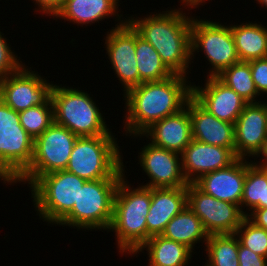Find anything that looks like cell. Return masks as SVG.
<instances>
[{"mask_svg":"<svg viewBox=\"0 0 267 266\" xmlns=\"http://www.w3.org/2000/svg\"><path fill=\"white\" fill-rule=\"evenodd\" d=\"M186 78L174 74L162 81L143 82L124 92L126 133L141 135L153 123L185 108L192 97V84Z\"/></svg>","mask_w":267,"mask_h":266,"instance_id":"6da1fadb","label":"cell"},{"mask_svg":"<svg viewBox=\"0 0 267 266\" xmlns=\"http://www.w3.org/2000/svg\"><path fill=\"white\" fill-rule=\"evenodd\" d=\"M185 15L181 8L170 9L139 19L131 16L127 21L156 49L162 62L173 74L186 77L192 60V18Z\"/></svg>","mask_w":267,"mask_h":266,"instance_id":"7a4b0ae2","label":"cell"},{"mask_svg":"<svg viewBox=\"0 0 267 266\" xmlns=\"http://www.w3.org/2000/svg\"><path fill=\"white\" fill-rule=\"evenodd\" d=\"M125 180L124 175L116 190L109 230L115 232L119 252L134 255L147 241L146 216L151 204V188L132 189Z\"/></svg>","mask_w":267,"mask_h":266,"instance_id":"3957f363","label":"cell"},{"mask_svg":"<svg viewBox=\"0 0 267 266\" xmlns=\"http://www.w3.org/2000/svg\"><path fill=\"white\" fill-rule=\"evenodd\" d=\"M113 135L78 137L66 171L93 181L124 176L123 159Z\"/></svg>","mask_w":267,"mask_h":266,"instance_id":"277c9868","label":"cell"},{"mask_svg":"<svg viewBox=\"0 0 267 266\" xmlns=\"http://www.w3.org/2000/svg\"><path fill=\"white\" fill-rule=\"evenodd\" d=\"M92 99L82 90L54 84L51 92L54 122L78 137L113 135Z\"/></svg>","mask_w":267,"mask_h":266,"instance_id":"5b68a950","label":"cell"},{"mask_svg":"<svg viewBox=\"0 0 267 266\" xmlns=\"http://www.w3.org/2000/svg\"><path fill=\"white\" fill-rule=\"evenodd\" d=\"M121 178L86 181L77 203L57 224L74 228L108 230L113 218L114 198Z\"/></svg>","mask_w":267,"mask_h":266,"instance_id":"8992f818","label":"cell"},{"mask_svg":"<svg viewBox=\"0 0 267 266\" xmlns=\"http://www.w3.org/2000/svg\"><path fill=\"white\" fill-rule=\"evenodd\" d=\"M85 179L66 170L42 175L31 187L35 210L48 224H58L77 203Z\"/></svg>","mask_w":267,"mask_h":266,"instance_id":"52a82bcc","label":"cell"},{"mask_svg":"<svg viewBox=\"0 0 267 266\" xmlns=\"http://www.w3.org/2000/svg\"><path fill=\"white\" fill-rule=\"evenodd\" d=\"M34 138L22 127L19 112L0 99V180L14 183L29 167Z\"/></svg>","mask_w":267,"mask_h":266,"instance_id":"ba28073f","label":"cell"},{"mask_svg":"<svg viewBox=\"0 0 267 266\" xmlns=\"http://www.w3.org/2000/svg\"><path fill=\"white\" fill-rule=\"evenodd\" d=\"M78 136L55 122L34 139V150L28 169L14 182L31 187L42 175L65 170Z\"/></svg>","mask_w":267,"mask_h":266,"instance_id":"9c48e42d","label":"cell"},{"mask_svg":"<svg viewBox=\"0 0 267 266\" xmlns=\"http://www.w3.org/2000/svg\"><path fill=\"white\" fill-rule=\"evenodd\" d=\"M192 18L191 58L202 50L212 68L207 77H216L224 69L239 62L230 25Z\"/></svg>","mask_w":267,"mask_h":266,"instance_id":"30bf717a","label":"cell"},{"mask_svg":"<svg viewBox=\"0 0 267 266\" xmlns=\"http://www.w3.org/2000/svg\"><path fill=\"white\" fill-rule=\"evenodd\" d=\"M187 206L209 234H234L246 215L237 204L205 194L194 183L187 185Z\"/></svg>","mask_w":267,"mask_h":266,"instance_id":"8fae6325","label":"cell"},{"mask_svg":"<svg viewBox=\"0 0 267 266\" xmlns=\"http://www.w3.org/2000/svg\"><path fill=\"white\" fill-rule=\"evenodd\" d=\"M30 69L24 64L15 73L0 79V99L17 112L44 105L51 99L53 84Z\"/></svg>","mask_w":267,"mask_h":266,"instance_id":"7c38bea8","label":"cell"},{"mask_svg":"<svg viewBox=\"0 0 267 266\" xmlns=\"http://www.w3.org/2000/svg\"><path fill=\"white\" fill-rule=\"evenodd\" d=\"M112 28L104 38L106 53L126 92L143 83L136 64L135 29L126 18Z\"/></svg>","mask_w":267,"mask_h":266,"instance_id":"4fadbf2b","label":"cell"},{"mask_svg":"<svg viewBox=\"0 0 267 266\" xmlns=\"http://www.w3.org/2000/svg\"><path fill=\"white\" fill-rule=\"evenodd\" d=\"M139 163L149 177L148 188L187 187L189 184L183 174L180 154L157 147L145 145L139 153Z\"/></svg>","mask_w":267,"mask_h":266,"instance_id":"5bb4252c","label":"cell"},{"mask_svg":"<svg viewBox=\"0 0 267 266\" xmlns=\"http://www.w3.org/2000/svg\"><path fill=\"white\" fill-rule=\"evenodd\" d=\"M183 174L188 183H194L202 175L223 169L238 157L230 148L210 145L195 139L180 154Z\"/></svg>","mask_w":267,"mask_h":266,"instance_id":"9a60e30c","label":"cell"},{"mask_svg":"<svg viewBox=\"0 0 267 266\" xmlns=\"http://www.w3.org/2000/svg\"><path fill=\"white\" fill-rule=\"evenodd\" d=\"M192 97L219 120L233 124L248 104L217 77H207L204 88L192 85Z\"/></svg>","mask_w":267,"mask_h":266,"instance_id":"2e32d148","label":"cell"},{"mask_svg":"<svg viewBox=\"0 0 267 266\" xmlns=\"http://www.w3.org/2000/svg\"><path fill=\"white\" fill-rule=\"evenodd\" d=\"M266 103L267 101L248 103L237 118L234 124V136L235 154L238 158L248 159L261 149L267 136Z\"/></svg>","mask_w":267,"mask_h":266,"instance_id":"e0dca14e","label":"cell"},{"mask_svg":"<svg viewBox=\"0 0 267 266\" xmlns=\"http://www.w3.org/2000/svg\"><path fill=\"white\" fill-rule=\"evenodd\" d=\"M246 160L238 158L226 168L202 175L194 184L205 194L218 200L237 204L241 208L246 178Z\"/></svg>","mask_w":267,"mask_h":266,"instance_id":"ac0fdd59","label":"cell"},{"mask_svg":"<svg viewBox=\"0 0 267 266\" xmlns=\"http://www.w3.org/2000/svg\"><path fill=\"white\" fill-rule=\"evenodd\" d=\"M135 136H146L151 144L181 154L192 141L189 100L181 111L153 123L141 135Z\"/></svg>","mask_w":267,"mask_h":266,"instance_id":"d6986e66","label":"cell"},{"mask_svg":"<svg viewBox=\"0 0 267 266\" xmlns=\"http://www.w3.org/2000/svg\"><path fill=\"white\" fill-rule=\"evenodd\" d=\"M187 206V187L151 188V204L146 216L147 240L161 235L166 225Z\"/></svg>","mask_w":267,"mask_h":266,"instance_id":"ffe728a7","label":"cell"},{"mask_svg":"<svg viewBox=\"0 0 267 266\" xmlns=\"http://www.w3.org/2000/svg\"><path fill=\"white\" fill-rule=\"evenodd\" d=\"M192 139L230 148L235 152L234 124L219 120L203 108L193 97L189 99Z\"/></svg>","mask_w":267,"mask_h":266,"instance_id":"44dd1931","label":"cell"},{"mask_svg":"<svg viewBox=\"0 0 267 266\" xmlns=\"http://www.w3.org/2000/svg\"><path fill=\"white\" fill-rule=\"evenodd\" d=\"M119 2V0H65L55 18L72 21L78 26L80 24L91 25V23L102 21L112 15H117L118 21H123L121 20L122 15L119 16L117 11L120 6Z\"/></svg>","mask_w":267,"mask_h":266,"instance_id":"7402d4cb","label":"cell"},{"mask_svg":"<svg viewBox=\"0 0 267 266\" xmlns=\"http://www.w3.org/2000/svg\"><path fill=\"white\" fill-rule=\"evenodd\" d=\"M144 249L149 255L148 266H187L192 257L188 247L162 235L149 238L134 254Z\"/></svg>","mask_w":267,"mask_h":266,"instance_id":"603a6c76","label":"cell"},{"mask_svg":"<svg viewBox=\"0 0 267 266\" xmlns=\"http://www.w3.org/2000/svg\"><path fill=\"white\" fill-rule=\"evenodd\" d=\"M265 27L252 22L230 26L240 61L249 62L267 57V27Z\"/></svg>","mask_w":267,"mask_h":266,"instance_id":"cb8c5ba5","label":"cell"},{"mask_svg":"<svg viewBox=\"0 0 267 266\" xmlns=\"http://www.w3.org/2000/svg\"><path fill=\"white\" fill-rule=\"evenodd\" d=\"M161 235L185 245L192 252L195 244L200 243V241L206 244L209 237L202 221L188 206L173 217Z\"/></svg>","mask_w":267,"mask_h":266,"instance_id":"d4e9b609","label":"cell"},{"mask_svg":"<svg viewBox=\"0 0 267 266\" xmlns=\"http://www.w3.org/2000/svg\"><path fill=\"white\" fill-rule=\"evenodd\" d=\"M136 64L143 82L162 81L174 75L162 62L156 49L135 30Z\"/></svg>","mask_w":267,"mask_h":266,"instance_id":"484cf974","label":"cell"},{"mask_svg":"<svg viewBox=\"0 0 267 266\" xmlns=\"http://www.w3.org/2000/svg\"><path fill=\"white\" fill-rule=\"evenodd\" d=\"M249 207L248 210L267 208V168L257 166L246 161V178L241 200V211L243 207Z\"/></svg>","mask_w":267,"mask_h":266,"instance_id":"4316f807","label":"cell"},{"mask_svg":"<svg viewBox=\"0 0 267 266\" xmlns=\"http://www.w3.org/2000/svg\"><path fill=\"white\" fill-rule=\"evenodd\" d=\"M205 266H239L238 238L235 234H212L206 241Z\"/></svg>","mask_w":267,"mask_h":266,"instance_id":"83f0119b","label":"cell"},{"mask_svg":"<svg viewBox=\"0 0 267 266\" xmlns=\"http://www.w3.org/2000/svg\"><path fill=\"white\" fill-rule=\"evenodd\" d=\"M216 77L227 87L233 89L248 103L261 102L256 98L259 94L252 79L249 62L239 61L234 65H231L229 68L224 69Z\"/></svg>","mask_w":267,"mask_h":266,"instance_id":"f1b7e54d","label":"cell"},{"mask_svg":"<svg viewBox=\"0 0 267 266\" xmlns=\"http://www.w3.org/2000/svg\"><path fill=\"white\" fill-rule=\"evenodd\" d=\"M19 120L25 131L37 138L54 123L51 99L44 105L33 106L19 112Z\"/></svg>","mask_w":267,"mask_h":266,"instance_id":"f546056e","label":"cell"},{"mask_svg":"<svg viewBox=\"0 0 267 266\" xmlns=\"http://www.w3.org/2000/svg\"><path fill=\"white\" fill-rule=\"evenodd\" d=\"M234 234L242 246L267 258V230L255 225L245 217Z\"/></svg>","mask_w":267,"mask_h":266,"instance_id":"4dcf8cb0","label":"cell"},{"mask_svg":"<svg viewBox=\"0 0 267 266\" xmlns=\"http://www.w3.org/2000/svg\"><path fill=\"white\" fill-rule=\"evenodd\" d=\"M2 35L4 34L0 31V79L15 73L24 65L17 59L18 56L14 54Z\"/></svg>","mask_w":267,"mask_h":266,"instance_id":"1f68e13d","label":"cell"},{"mask_svg":"<svg viewBox=\"0 0 267 266\" xmlns=\"http://www.w3.org/2000/svg\"><path fill=\"white\" fill-rule=\"evenodd\" d=\"M252 79L258 94H267V57L249 61Z\"/></svg>","mask_w":267,"mask_h":266,"instance_id":"d6a6232c","label":"cell"},{"mask_svg":"<svg viewBox=\"0 0 267 266\" xmlns=\"http://www.w3.org/2000/svg\"><path fill=\"white\" fill-rule=\"evenodd\" d=\"M239 266H267V258L242 246L238 240Z\"/></svg>","mask_w":267,"mask_h":266,"instance_id":"836d02e7","label":"cell"},{"mask_svg":"<svg viewBox=\"0 0 267 266\" xmlns=\"http://www.w3.org/2000/svg\"><path fill=\"white\" fill-rule=\"evenodd\" d=\"M65 0H34L35 4L38 5L39 10L45 15L55 17L56 14L61 10Z\"/></svg>","mask_w":267,"mask_h":266,"instance_id":"e575fe53","label":"cell"},{"mask_svg":"<svg viewBox=\"0 0 267 266\" xmlns=\"http://www.w3.org/2000/svg\"><path fill=\"white\" fill-rule=\"evenodd\" d=\"M246 217L255 225L267 230V208L254 209Z\"/></svg>","mask_w":267,"mask_h":266,"instance_id":"d590c367","label":"cell"},{"mask_svg":"<svg viewBox=\"0 0 267 266\" xmlns=\"http://www.w3.org/2000/svg\"><path fill=\"white\" fill-rule=\"evenodd\" d=\"M260 155H262L264 159H262V162L256 161L255 163L252 161L253 164L261 167H266L267 168V136L263 141L261 149L257 152V154L254 156V159H257ZM257 157V158H256ZM259 163V164H258Z\"/></svg>","mask_w":267,"mask_h":266,"instance_id":"8d00e7d4","label":"cell"},{"mask_svg":"<svg viewBox=\"0 0 267 266\" xmlns=\"http://www.w3.org/2000/svg\"><path fill=\"white\" fill-rule=\"evenodd\" d=\"M205 1H207V0H181V3H183V5H185L184 8L187 6L188 8L190 7L192 9L194 7L198 8L200 4L203 5L202 3Z\"/></svg>","mask_w":267,"mask_h":266,"instance_id":"74e56055","label":"cell"},{"mask_svg":"<svg viewBox=\"0 0 267 266\" xmlns=\"http://www.w3.org/2000/svg\"><path fill=\"white\" fill-rule=\"evenodd\" d=\"M258 4H262L267 8V0H256Z\"/></svg>","mask_w":267,"mask_h":266,"instance_id":"f35d334b","label":"cell"}]
</instances>
